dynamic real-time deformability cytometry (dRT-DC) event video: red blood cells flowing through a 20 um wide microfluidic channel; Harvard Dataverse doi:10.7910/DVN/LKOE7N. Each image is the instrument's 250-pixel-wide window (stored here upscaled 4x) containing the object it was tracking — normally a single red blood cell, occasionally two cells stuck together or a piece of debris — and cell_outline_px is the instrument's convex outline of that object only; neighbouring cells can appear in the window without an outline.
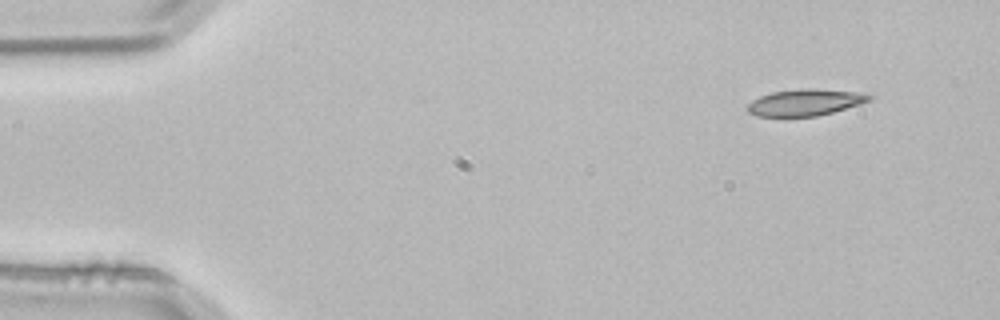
{"species": "common noctule bat (a hibernating species)", "species_latin": "Nyctalus noctula", "temperature_condition": "room temperature", "stored_images_in_passage": 3, "camera_frame_rate_fps": 3000, "um_per_image_px": 0.085, "animal": {"sex": "male", "body_mass_g": 21.5, "forearm_length_mm": 52.0}, "frame": {"image": 1, "passage_image": 1, "time_ms": 0.0, "image_size_px": [1000, 320], "cell_outline_px": [[872, 100], [860, 104], [832, 112], [816, 116], [756, 116], [748, 112], [748, 104], [752, 100], [760, 96], [772, 92], [808, 88], [856, 92], [872, 96]], "centroid_in_image_um": [68.42, 8.71], "position_along_channel_um": 16.6, "area_um2": 18.5}}
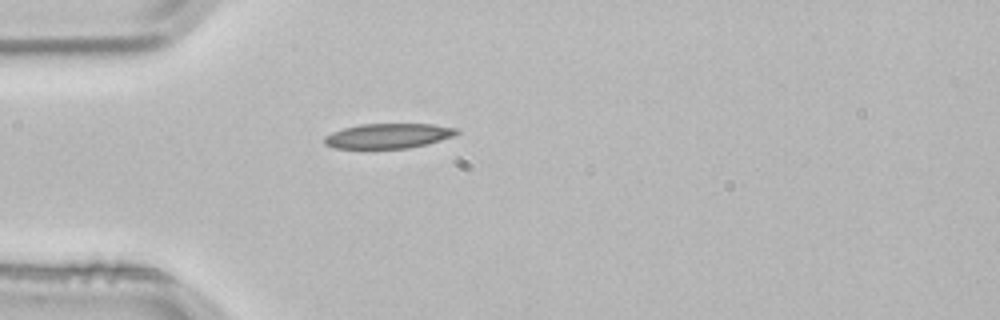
{"frame": {"image": 2, "passage_image": 3, "time_ms": 0.667, "image_size_px": [1000, 320], "cell_outline_px": [[460, 132], [456, 136], [408, 148], [336, 148], [324, 144], [324, 136], [332, 132], [344, 128], [360, 124], [432, 124], [456, 128]], "centroid_in_image_um": [33.0, 11.54], "position_along_channel_um": 52.0, "area_um2": 19.07}}